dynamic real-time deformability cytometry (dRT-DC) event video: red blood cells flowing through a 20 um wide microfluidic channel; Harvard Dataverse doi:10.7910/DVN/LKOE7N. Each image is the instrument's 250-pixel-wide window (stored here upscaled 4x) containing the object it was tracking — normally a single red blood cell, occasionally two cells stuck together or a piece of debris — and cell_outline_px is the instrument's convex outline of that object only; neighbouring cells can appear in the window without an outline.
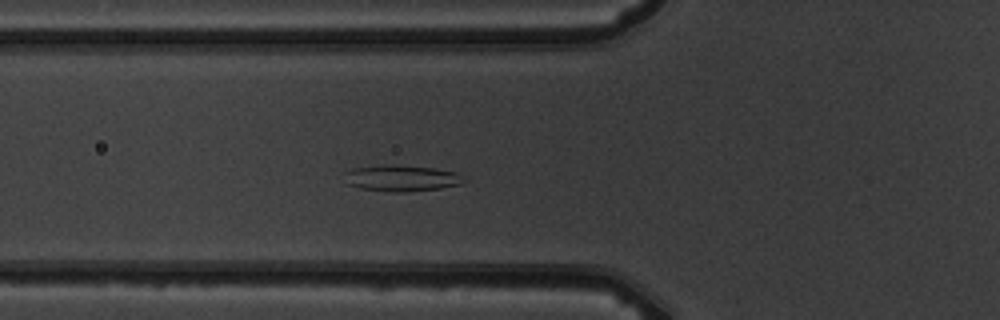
{"species": "common noctule bat (a hibernating species)", "species_latin": "Nyctalus noctula", "temperature_condition": "warm", "stored_images_in_passage": 5, "camera_frame_rate_fps": 3000, "um_per_image_px": 0.085, "animal": {"sex": "male", "body_mass_g": 19.5, "forearm_length_mm": 54.6}, "frame": {"image": 1, "passage_image": 5, "time_ms": 4.667, "image_size_px": [1000, 320], "cell_outline_px": [[468, 180], [460, 184], [440, 188], [404, 192], [392, 192], [360, 188], [348, 184], [344, 172], [352, 168], [380, 164], [392, 164], [432, 168], [456, 172]], "centroid_in_image_um": [34.12, 15.13], "position_along_channel_um": 91.7, "area_um2": 18.32}}